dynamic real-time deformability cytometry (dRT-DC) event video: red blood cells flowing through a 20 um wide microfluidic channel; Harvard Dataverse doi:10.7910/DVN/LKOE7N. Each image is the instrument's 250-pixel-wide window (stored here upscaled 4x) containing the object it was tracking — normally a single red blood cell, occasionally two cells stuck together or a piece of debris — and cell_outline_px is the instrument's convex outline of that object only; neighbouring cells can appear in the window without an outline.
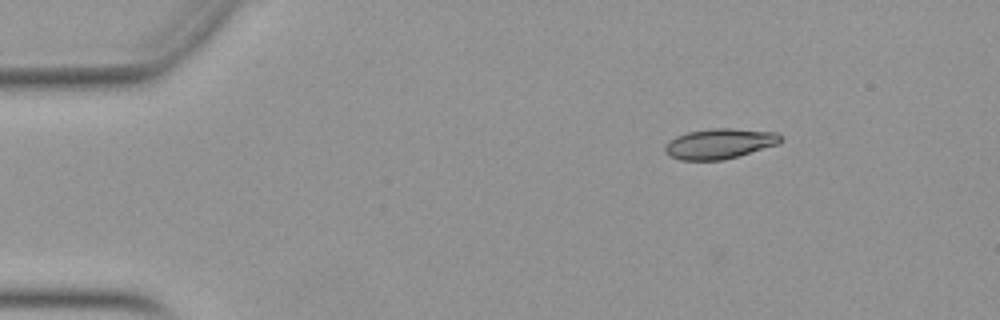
{"species": "Egyptian fruit bat (a non-hibernating species)", "species_latin": "Rousettus aegyptiacus", "temperature_condition": "warm", "stored_images_in_passage": 47, "camera_frame_rate_fps": 3000, "um_per_image_px": 0.085, "animal": {"sex": "female"}, "frame": {"image": 1, "passage_image": 3, "time_ms": 0.667, "image_size_px": [1000, 320], "cell_outline_px": [[780, 140], [776, 144], [724, 160], [680, 160], [672, 156], [664, 148], [664, 144], [668, 140], [676, 136], [688, 132], [712, 128], [732, 128], [776, 132], [780, 136]], "centroid_in_image_um": [61.11, 12.2], "position_along_channel_um": 23.9, "area_um2": 20.06}}
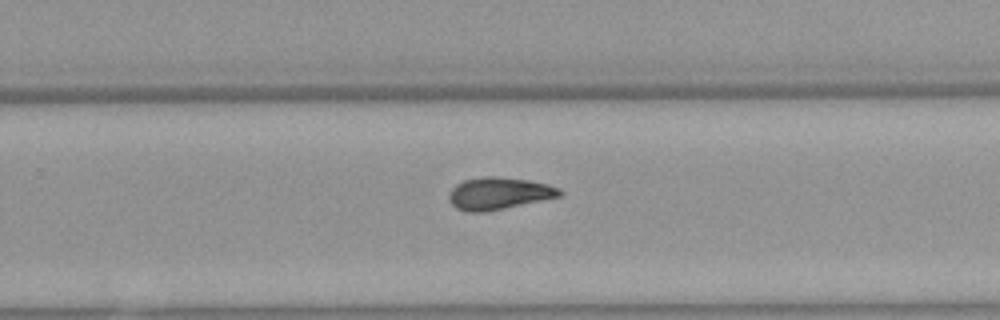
{"frame": {"image": 2, "passage_image": 29, "time_ms": 9.333, "image_size_px": [1000, 320], "cell_outline_px": [[564, 192], [560, 196], [504, 208], [484, 212], [468, 212], [456, 208], [448, 200], [448, 192], [456, 184], [464, 180], [488, 176], [496, 176], [528, 180], [548, 184], [560, 188]], "centroid_in_image_um": [42.38, 16.43], "position_along_channel_um": 287.4, "area_um2": 20.69}}
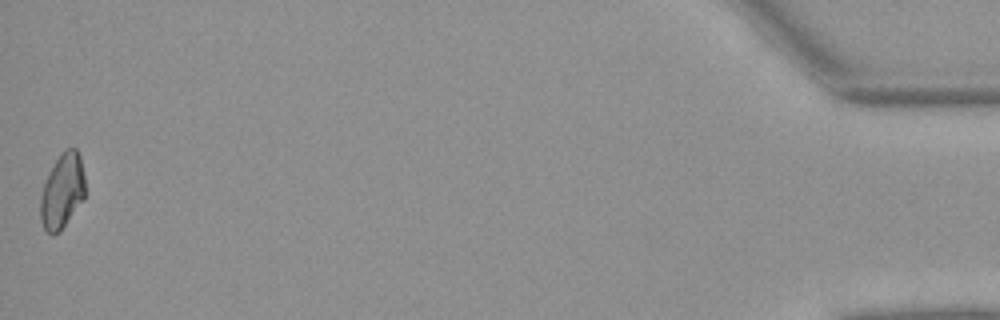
{"frame": {"image": 3, "passage_image": 47, "time_ms": 15.333, "image_size_px": [1000, 320], "cell_outline_px": [[84, 200], [60, 232], [52, 236], [44, 228], [40, 220], [40, 196], [44, 184], [60, 152], [64, 148], [76, 148], [80, 156], [84, 176]], "centroid_in_image_um": [5.29, 16.27], "position_along_channel_um": 429.9, "area_um2": 19.59}, "authors_computed_cell_mechanics": {"area_um2": 20.1144, "velocity_mm_per_s": 3.9623, "shape_relaxation_time_tau1_ms": 7.4212, "shape_relaxation_time_tau2_ms": 2.7163, "deformation_change_tau1": 0.2018, "deformation_change_tau2": 0.0962}}